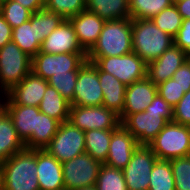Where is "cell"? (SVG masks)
Masks as SVG:
<instances>
[{"mask_svg": "<svg viewBox=\"0 0 190 190\" xmlns=\"http://www.w3.org/2000/svg\"><path fill=\"white\" fill-rule=\"evenodd\" d=\"M148 190H175V179L169 160H156L150 174Z\"/></svg>", "mask_w": 190, "mask_h": 190, "instance_id": "obj_29", "label": "cell"}, {"mask_svg": "<svg viewBox=\"0 0 190 190\" xmlns=\"http://www.w3.org/2000/svg\"><path fill=\"white\" fill-rule=\"evenodd\" d=\"M2 169H1V163H0V190H2Z\"/></svg>", "mask_w": 190, "mask_h": 190, "instance_id": "obj_48", "label": "cell"}, {"mask_svg": "<svg viewBox=\"0 0 190 190\" xmlns=\"http://www.w3.org/2000/svg\"><path fill=\"white\" fill-rule=\"evenodd\" d=\"M173 121L181 125L190 126V90L173 107Z\"/></svg>", "mask_w": 190, "mask_h": 190, "instance_id": "obj_39", "label": "cell"}, {"mask_svg": "<svg viewBox=\"0 0 190 190\" xmlns=\"http://www.w3.org/2000/svg\"><path fill=\"white\" fill-rule=\"evenodd\" d=\"M169 161L175 179V190H190V156Z\"/></svg>", "mask_w": 190, "mask_h": 190, "instance_id": "obj_37", "label": "cell"}, {"mask_svg": "<svg viewBox=\"0 0 190 190\" xmlns=\"http://www.w3.org/2000/svg\"><path fill=\"white\" fill-rule=\"evenodd\" d=\"M133 52L132 19L105 21L96 44L87 57L123 56Z\"/></svg>", "mask_w": 190, "mask_h": 190, "instance_id": "obj_3", "label": "cell"}, {"mask_svg": "<svg viewBox=\"0 0 190 190\" xmlns=\"http://www.w3.org/2000/svg\"><path fill=\"white\" fill-rule=\"evenodd\" d=\"M145 111H156V112H164V111H173V107L168 104L158 93L154 97L153 101L149 106L146 107Z\"/></svg>", "mask_w": 190, "mask_h": 190, "instance_id": "obj_43", "label": "cell"}, {"mask_svg": "<svg viewBox=\"0 0 190 190\" xmlns=\"http://www.w3.org/2000/svg\"><path fill=\"white\" fill-rule=\"evenodd\" d=\"M25 8L29 9L32 13L37 12L45 7L43 0H15Z\"/></svg>", "mask_w": 190, "mask_h": 190, "instance_id": "obj_45", "label": "cell"}, {"mask_svg": "<svg viewBox=\"0 0 190 190\" xmlns=\"http://www.w3.org/2000/svg\"><path fill=\"white\" fill-rule=\"evenodd\" d=\"M182 19L190 18V0H173Z\"/></svg>", "mask_w": 190, "mask_h": 190, "instance_id": "obj_44", "label": "cell"}, {"mask_svg": "<svg viewBox=\"0 0 190 190\" xmlns=\"http://www.w3.org/2000/svg\"><path fill=\"white\" fill-rule=\"evenodd\" d=\"M173 40L175 46L180 47L190 56V18L182 20L181 28Z\"/></svg>", "mask_w": 190, "mask_h": 190, "instance_id": "obj_40", "label": "cell"}, {"mask_svg": "<svg viewBox=\"0 0 190 190\" xmlns=\"http://www.w3.org/2000/svg\"><path fill=\"white\" fill-rule=\"evenodd\" d=\"M173 80L184 90H190V58L186 60L172 76Z\"/></svg>", "mask_w": 190, "mask_h": 190, "instance_id": "obj_41", "label": "cell"}, {"mask_svg": "<svg viewBox=\"0 0 190 190\" xmlns=\"http://www.w3.org/2000/svg\"><path fill=\"white\" fill-rule=\"evenodd\" d=\"M148 146L160 160L190 156V126L168 122Z\"/></svg>", "mask_w": 190, "mask_h": 190, "instance_id": "obj_4", "label": "cell"}, {"mask_svg": "<svg viewBox=\"0 0 190 190\" xmlns=\"http://www.w3.org/2000/svg\"><path fill=\"white\" fill-rule=\"evenodd\" d=\"M40 52L49 54L87 53L81 47L71 22L66 19L42 41Z\"/></svg>", "mask_w": 190, "mask_h": 190, "instance_id": "obj_14", "label": "cell"}, {"mask_svg": "<svg viewBox=\"0 0 190 190\" xmlns=\"http://www.w3.org/2000/svg\"><path fill=\"white\" fill-rule=\"evenodd\" d=\"M103 92L98 77V67L86 61L78 71L74 88V98L70 106H101Z\"/></svg>", "mask_w": 190, "mask_h": 190, "instance_id": "obj_13", "label": "cell"}, {"mask_svg": "<svg viewBox=\"0 0 190 190\" xmlns=\"http://www.w3.org/2000/svg\"><path fill=\"white\" fill-rule=\"evenodd\" d=\"M60 122L55 120L41 111L37 115V132L24 142L27 149L43 150L45 149L53 136L56 134Z\"/></svg>", "mask_w": 190, "mask_h": 190, "instance_id": "obj_25", "label": "cell"}, {"mask_svg": "<svg viewBox=\"0 0 190 190\" xmlns=\"http://www.w3.org/2000/svg\"><path fill=\"white\" fill-rule=\"evenodd\" d=\"M95 186L97 190H127L123 170L104 163L100 168Z\"/></svg>", "mask_w": 190, "mask_h": 190, "instance_id": "obj_31", "label": "cell"}, {"mask_svg": "<svg viewBox=\"0 0 190 190\" xmlns=\"http://www.w3.org/2000/svg\"><path fill=\"white\" fill-rule=\"evenodd\" d=\"M39 110L60 123L66 122L69 119L70 102L54 87L48 85L40 102Z\"/></svg>", "mask_w": 190, "mask_h": 190, "instance_id": "obj_27", "label": "cell"}, {"mask_svg": "<svg viewBox=\"0 0 190 190\" xmlns=\"http://www.w3.org/2000/svg\"><path fill=\"white\" fill-rule=\"evenodd\" d=\"M32 58L13 41L0 49V88L10 91L31 72Z\"/></svg>", "mask_w": 190, "mask_h": 190, "instance_id": "obj_6", "label": "cell"}, {"mask_svg": "<svg viewBox=\"0 0 190 190\" xmlns=\"http://www.w3.org/2000/svg\"><path fill=\"white\" fill-rule=\"evenodd\" d=\"M86 61L87 53L49 54L39 51L32 58L31 71L44 80H48L53 74L79 71Z\"/></svg>", "mask_w": 190, "mask_h": 190, "instance_id": "obj_10", "label": "cell"}, {"mask_svg": "<svg viewBox=\"0 0 190 190\" xmlns=\"http://www.w3.org/2000/svg\"><path fill=\"white\" fill-rule=\"evenodd\" d=\"M37 179L40 190H61L65 188L62 163L45 149L36 150Z\"/></svg>", "mask_w": 190, "mask_h": 190, "instance_id": "obj_19", "label": "cell"}, {"mask_svg": "<svg viewBox=\"0 0 190 190\" xmlns=\"http://www.w3.org/2000/svg\"><path fill=\"white\" fill-rule=\"evenodd\" d=\"M45 150L64 163L85 153V133L69 121L62 122Z\"/></svg>", "mask_w": 190, "mask_h": 190, "instance_id": "obj_8", "label": "cell"}, {"mask_svg": "<svg viewBox=\"0 0 190 190\" xmlns=\"http://www.w3.org/2000/svg\"><path fill=\"white\" fill-rule=\"evenodd\" d=\"M157 94V85L148 77L126 86L125 103L122 114L119 116L122 122L129 114L146 110Z\"/></svg>", "mask_w": 190, "mask_h": 190, "instance_id": "obj_18", "label": "cell"}, {"mask_svg": "<svg viewBox=\"0 0 190 190\" xmlns=\"http://www.w3.org/2000/svg\"><path fill=\"white\" fill-rule=\"evenodd\" d=\"M13 28L0 13V49L11 41Z\"/></svg>", "mask_w": 190, "mask_h": 190, "instance_id": "obj_42", "label": "cell"}, {"mask_svg": "<svg viewBox=\"0 0 190 190\" xmlns=\"http://www.w3.org/2000/svg\"><path fill=\"white\" fill-rule=\"evenodd\" d=\"M25 148V143L18 136L13 121L6 112L0 117V163Z\"/></svg>", "mask_w": 190, "mask_h": 190, "instance_id": "obj_23", "label": "cell"}, {"mask_svg": "<svg viewBox=\"0 0 190 190\" xmlns=\"http://www.w3.org/2000/svg\"><path fill=\"white\" fill-rule=\"evenodd\" d=\"M78 78V71H67L66 73L53 74L47 81L65 99L71 102L74 98V88Z\"/></svg>", "mask_w": 190, "mask_h": 190, "instance_id": "obj_36", "label": "cell"}, {"mask_svg": "<svg viewBox=\"0 0 190 190\" xmlns=\"http://www.w3.org/2000/svg\"><path fill=\"white\" fill-rule=\"evenodd\" d=\"M86 10L105 21L131 18L129 0H86Z\"/></svg>", "mask_w": 190, "mask_h": 190, "instance_id": "obj_24", "label": "cell"}, {"mask_svg": "<svg viewBox=\"0 0 190 190\" xmlns=\"http://www.w3.org/2000/svg\"><path fill=\"white\" fill-rule=\"evenodd\" d=\"M39 112V107L7 105V113L11 117L18 136L23 142L33 132H37V115Z\"/></svg>", "mask_w": 190, "mask_h": 190, "instance_id": "obj_22", "label": "cell"}, {"mask_svg": "<svg viewBox=\"0 0 190 190\" xmlns=\"http://www.w3.org/2000/svg\"><path fill=\"white\" fill-rule=\"evenodd\" d=\"M11 41L31 58L40 51L41 44L39 37H37L36 17L33 14L29 21L13 28Z\"/></svg>", "mask_w": 190, "mask_h": 190, "instance_id": "obj_26", "label": "cell"}, {"mask_svg": "<svg viewBox=\"0 0 190 190\" xmlns=\"http://www.w3.org/2000/svg\"><path fill=\"white\" fill-rule=\"evenodd\" d=\"M101 71L112 74L125 86L147 77V63L136 53L123 56L87 57Z\"/></svg>", "mask_w": 190, "mask_h": 190, "instance_id": "obj_5", "label": "cell"}, {"mask_svg": "<svg viewBox=\"0 0 190 190\" xmlns=\"http://www.w3.org/2000/svg\"><path fill=\"white\" fill-rule=\"evenodd\" d=\"M158 158L148 145H139L123 169L127 190H148L150 174Z\"/></svg>", "mask_w": 190, "mask_h": 190, "instance_id": "obj_12", "label": "cell"}, {"mask_svg": "<svg viewBox=\"0 0 190 190\" xmlns=\"http://www.w3.org/2000/svg\"><path fill=\"white\" fill-rule=\"evenodd\" d=\"M157 93L172 107L184 96V90L176 83V80L168 79L157 85Z\"/></svg>", "mask_w": 190, "mask_h": 190, "instance_id": "obj_38", "label": "cell"}, {"mask_svg": "<svg viewBox=\"0 0 190 190\" xmlns=\"http://www.w3.org/2000/svg\"><path fill=\"white\" fill-rule=\"evenodd\" d=\"M36 17V31L39 43L49 36L64 20L60 15L43 8L32 13Z\"/></svg>", "mask_w": 190, "mask_h": 190, "instance_id": "obj_34", "label": "cell"}, {"mask_svg": "<svg viewBox=\"0 0 190 190\" xmlns=\"http://www.w3.org/2000/svg\"><path fill=\"white\" fill-rule=\"evenodd\" d=\"M0 13L12 28L19 27L30 20L32 12L15 0L0 3Z\"/></svg>", "mask_w": 190, "mask_h": 190, "instance_id": "obj_33", "label": "cell"}, {"mask_svg": "<svg viewBox=\"0 0 190 190\" xmlns=\"http://www.w3.org/2000/svg\"><path fill=\"white\" fill-rule=\"evenodd\" d=\"M0 94H1V96H0V117H2L7 112L9 91L0 88Z\"/></svg>", "mask_w": 190, "mask_h": 190, "instance_id": "obj_46", "label": "cell"}, {"mask_svg": "<svg viewBox=\"0 0 190 190\" xmlns=\"http://www.w3.org/2000/svg\"><path fill=\"white\" fill-rule=\"evenodd\" d=\"M151 20L159 29L174 38L177 35L178 30L181 28L183 19L176 6L172 4L171 6L164 8Z\"/></svg>", "mask_w": 190, "mask_h": 190, "instance_id": "obj_32", "label": "cell"}, {"mask_svg": "<svg viewBox=\"0 0 190 190\" xmlns=\"http://www.w3.org/2000/svg\"><path fill=\"white\" fill-rule=\"evenodd\" d=\"M174 44L173 37L151 19H132V47L147 64L158 59Z\"/></svg>", "mask_w": 190, "mask_h": 190, "instance_id": "obj_2", "label": "cell"}, {"mask_svg": "<svg viewBox=\"0 0 190 190\" xmlns=\"http://www.w3.org/2000/svg\"><path fill=\"white\" fill-rule=\"evenodd\" d=\"M44 8L68 20L86 9V0H47Z\"/></svg>", "mask_w": 190, "mask_h": 190, "instance_id": "obj_35", "label": "cell"}, {"mask_svg": "<svg viewBox=\"0 0 190 190\" xmlns=\"http://www.w3.org/2000/svg\"><path fill=\"white\" fill-rule=\"evenodd\" d=\"M168 122H173V111H143L129 114L121 125L133 135L139 145H149Z\"/></svg>", "mask_w": 190, "mask_h": 190, "instance_id": "obj_7", "label": "cell"}, {"mask_svg": "<svg viewBox=\"0 0 190 190\" xmlns=\"http://www.w3.org/2000/svg\"><path fill=\"white\" fill-rule=\"evenodd\" d=\"M116 129L85 131V153L104 163L107 159L112 133Z\"/></svg>", "mask_w": 190, "mask_h": 190, "instance_id": "obj_28", "label": "cell"}, {"mask_svg": "<svg viewBox=\"0 0 190 190\" xmlns=\"http://www.w3.org/2000/svg\"><path fill=\"white\" fill-rule=\"evenodd\" d=\"M68 20L73 26L81 47L88 53L96 44L105 20L86 9Z\"/></svg>", "mask_w": 190, "mask_h": 190, "instance_id": "obj_20", "label": "cell"}, {"mask_svg": "<svg viewBox=\"0 0 190 190\" xmlns=\"http://www.w3.org/2000/svg\"><path fill=\"white\" fill-rule=\"evenodd\" d=\"M98 77L103 92L102 105L120 116L124 108L126 86L115 76L99 68Z\"/></svg>", "mask_w": 190, "mask_h": 190, "instance_id": "obj_21", "label": "cell"}, {"mask_svg": "<svg viewBox=\"0 0 190 190\" xmlns=\"http://www.w3.org/2000/svg\"><path fill=\"white\" fill-rule=\"evenodd\" d=\"M48 81L32 71L9 91L7 105L39 107L48 86Z\"/></svg>", "mask_w": 190, "mask_h": 190, "instance_id": "obj_15", "label": "cell"}, {"mask_svg": "<svg viewBox=\"0 0 190 190\" xmlns=\"http://www.w3.org/2000/svg\"><path fill=\"white\" fill-rule=\"evenodd\" d=\"M189 59V56L174 44L158 59L147 64V77L158 85L171 79L178 68Z\"/></svg>", "mask_w": 190, "mask_h": 190, "instance_id": "obj_16", "label": "cell"}, {"mask_svg": "<svg viewBox=\"0 0 190 190\" xmlns=\"http://www.w3.org/2000/svg\"><path fill=\"white\" fill-rule=\"evenodd\" d=\"M73 190H97V188H96L95 185H93V186H90V187L76 188V189H73Z\"/></svg>", "mask_w": 190, "mask_h": 190, "instance_id": "obj_47", "label": "cell"}, {"mask_svg": "<svg viewBox=\"0 0 190 190\" xmlns=\"http://www.w3.org/2000/svg\"><path fill=\"white\" fill-rule=\"evenodd\" d=\"M102 162L84 153L62 163L65 189L90 187L96 185Z\"/></svg>", "mask_w": 190, "mask_h": 190, "instance_id": "obj_11", "label": "cell"}, {"mask_svg": "<svg viewBox=\"0 0 190 190\" xmlns=\"http://www.w3.org/2000/svg\"><path fill=\"white\" fill-rule=\"evenodd\" d=\"M68 121L84 132L117 129L121 125L119 115L103 105L70 106Z\"/></svg>", "mask_w": 190, "mask_h": 190, "instance_id": "obj_9", "label": "cell"}, {"mask_svg": "<svg viewBox=\"0 0 190 190\" xmlns=\"http://www.w3.org/2000/svg\"><path fill=\"white\" fill-rule=\"evenodd\" d=\"M172 4H174L173 0H129L130 17L152 19Z\"/></svg>", "mask_w": 190, "mask_h": 190, "instance_id": "obj_30", "label": "cell"}, {"mask_svg": "<svg viewBox=\"0 0 190 190\" xmlns=\"http://www.w3.org/2000/svg\"><path fill=\"white\" fill-rule=\"evenodd\" d=\"M139 146L133 135L120 125L111 136L107 159L104 164L123 170Z\"/></svg>", "mask_w": 190, "mask_h": 190, "instance_id": "obj_17", "label": "cell"}, {"mask_svg": "<svg viewBox=\"0 0 190 190\" xmlns=\"http://www.w3.org/2000/svg\"><path fill=\"white\" fill-rule=\"evenodd\" d=\"M2 190H40L36 150L23 149L1 163Z\"/></svg>", "mask_w": 190, "mask_h": 190, "instance_id": "obj_1", "label": "cell"}]
</instances>
